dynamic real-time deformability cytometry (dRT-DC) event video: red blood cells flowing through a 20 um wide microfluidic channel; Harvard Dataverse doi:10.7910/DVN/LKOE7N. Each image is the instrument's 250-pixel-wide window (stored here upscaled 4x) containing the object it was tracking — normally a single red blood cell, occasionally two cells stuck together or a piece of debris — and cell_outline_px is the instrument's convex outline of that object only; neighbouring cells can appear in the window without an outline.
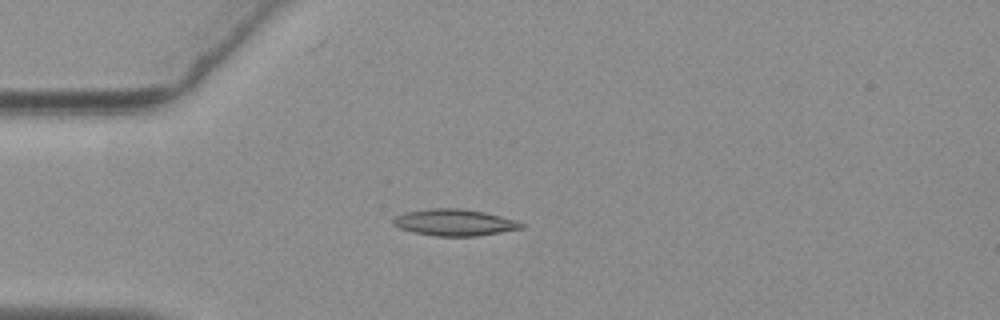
{"species": "common noctule bat (a hibernating species)", "species_latin": "Nyctalus noctula", "temperature_condition": "warm", "stored_images_in_passage": 51, "camera_frame_rate_fps": 3000, "um_per_image_px": 0.085, "animal": {"sex": "female", "body_mass_g": 19.3, "forearm_length_mm": 54.1}, "frame": {"image": 1, "passage_image": 14, "time_ms": 4.333, "image_size_px": [1000, 320], "cell_outline_px": [[524, 228], [476, 236], [436, 236], [412, 232], [400, 228], [392, 224], [392, 220], [396, 216], [404, 212], [432, 208], [460, 208], [484, 212], [516, 220], [524, 224]], "centroid_in_image_um": [38.61, 18.91], "position_along_channel_um": 46.4, "area_um2": 19.83}}
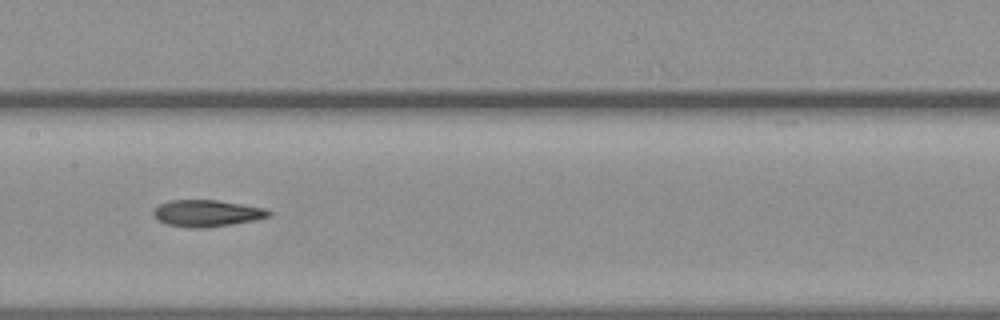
{"frame": {"image": 2, "passage_image": 27, "time_ms": 8.667, "image_size_px": [1000, 320], "cell_outline_px": [[272, 216], [256, 220], [208, 228], [188, 228], [168, 224], [156, 220], [152, 216], [152, 212], [160, 204], [168, 200], [216, 200], [264, 208], [272, 212]], "centroid_in_image_um": [17.57, 18.14], "position_along_channel_um": 189.8, "area_um2": 18.09}}
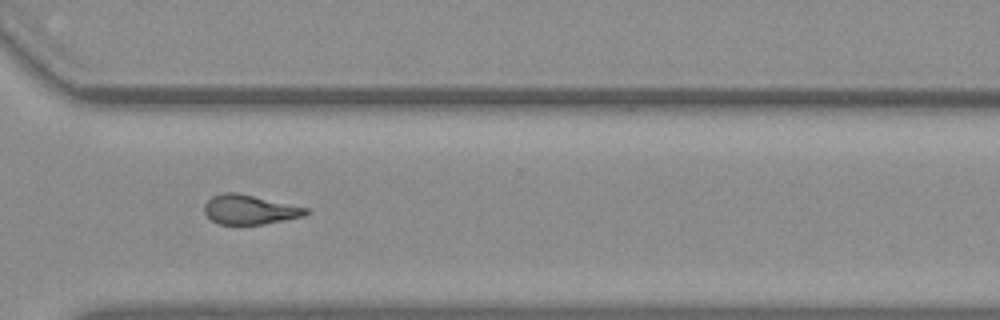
{"frame": {"image": 3, "passage_image": 40, "time_ms": 13.0, "image_size_px": [1000, 320], "cell_outline_px": [[308, 212], [304, 216], [264, 224], [220, 224], [212, 220], [204, 212], [204, 204], [212, 196], [224, 192], [236, 192], [308, 208]], "centroid_in_image_um": [21.2, 17.81], "position_along_channel_um": 349.4, "area_um2": 17.22}, "authors_computed_cell_mechanics": {"area_um2": 18.207, "velocity_mm_per_s": 3.6885, "shape_relaxation_time_tau1_ms": null, "shape_relaxation_time_tau2_ms": 6.381, "deformation_change_tau1": null, "deformation_change_tau2": 0.179}}